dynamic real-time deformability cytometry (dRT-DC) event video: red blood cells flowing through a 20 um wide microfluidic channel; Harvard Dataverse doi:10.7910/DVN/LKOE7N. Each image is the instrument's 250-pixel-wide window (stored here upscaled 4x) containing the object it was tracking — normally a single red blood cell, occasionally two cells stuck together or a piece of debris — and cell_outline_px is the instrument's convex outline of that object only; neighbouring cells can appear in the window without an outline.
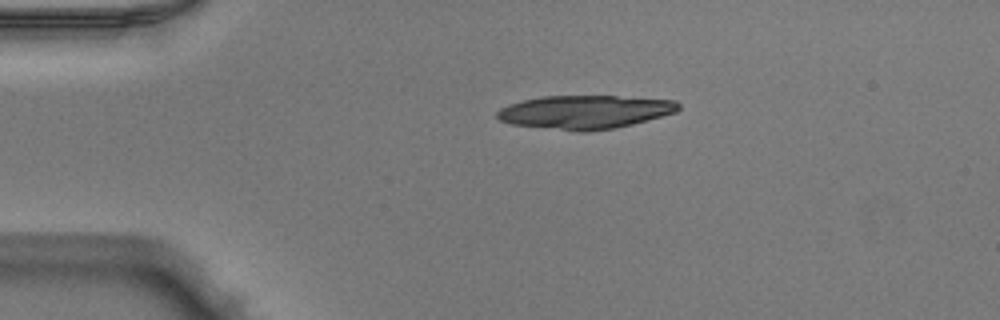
{"species": "Egyptian fruit bat (a non-hibernating species)", "species_latin": "Rousettus aegyptiacus", "temperature_condition": "warm", "stored_images_in_passage": 6, "camera_frame_rate_fps": 3000, "um_per_image_px": 0.085, "animal": {"sex": "male"}, "frame": {"image": 1, "passage_image": 1, "time_ms": 0.0, "image_size_px": [1000, 320], "cell_outline_px": [[680, 108], [676, 112], [632, 124], [616, 128], [588, 132], [576, 132], [512, 124], [500, 120], [496, 116], [496, 112], [500, 108], [508, 104], [540, 96], [616, 96], [676, 100], [680, 104]], "centroid_in_image_um": [49.71, 9.52], "position_along_channel_um": 35.3, "area_um2": 35.6}}